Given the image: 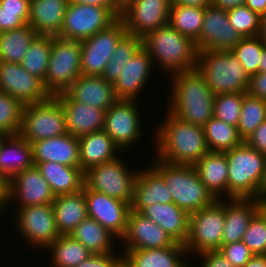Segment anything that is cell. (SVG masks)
<instances>
[{"label": "cell", "instance_id": "46", "mask_svg": "<svg viewBox=\"0 0 266 267\" xmlns=\"http://www.w3.org/2000/svg\"><path fill=\"white\" fill-rule=\"evenodd\" d=\"M230 24L245 37L258 36L260 30V16L246 5L238 6L227 11Z\"/></svg>", "mask_w": 266, "mask_h": 267}, {"label": "cell", "instance_id": "35", "mask_svg": "<svg viewBox=\"0 0 266 267\" xmlns=\"http://www.w3.org/2000/svg\"><path fill=\"white\" fill-rule=\"evenodd\" d=\"M93 254L118 253L115 244L119 239L93 218L82 220L70 233Z\"/></svg>", "mask_w": 266, "mask_h": 267}, {"label": "cell", "instance_id": "29", "mask_svg": "<svg viewBox=\"0 0 266 267\" xmlns=\"http://www.w3.org/2000/svg\"><path fill=\"white\" fill-rule=\"evenodd\" d=\"M79 139L80 168L88 169L117 159L122 151L104 130L81 136Z\"/></svg>", "mask_w": 266, "mask_h": 267}, {"label": "cell", "instance_id": "12", "mask_svg": "<svg viewBox=\"0 0 266 267\" xmlns=\"http://www.w3.org/2000/svg\"><path fill=\"white\" fill-rule=\"evenodd\" d=\"M139 106L136 100H117L106 110L103 130L120 148L121 154L127 153L130 148L133 150L136 142L143 139L141 128L145 127Z\"/></svg>", "mask_w": 266, "mask_h": 267}, {"label": "cell", "instance_id": "1", "mask_svg": "<svg viewBox=\"0 0 266 267\" xmlns=\"http://www.w3.org/2000/svg\"><path fill=\"white\" fill-rule=\"evenodd\" d=\"M166 112V114H165ZM151 136L155 158L174 165L194 166L210 150L203 127L184 121L165 109ZM164 117V118H163Z\"/></svg>", "mask_w": 266, "mask_h": 267}, {"label": "cell", "instance_id": "56", "mask_svg": "<svg viewBox=\"0 0 266 267\" xmlns=\"http://www.w3.org/2000/svg\"><path fill=\"white\" fill-rule=\"evenodd\" d=\"M7 201H8V181L0 175V219L4 217V213L6 212L7 208ZM4 216H3V215Z\"/></svg>", "mask_w": 266, "mask_h": 267}, {"label": "cell", "instance_id": "17", "mask_svg": "<svg viewBox=\"0 0 266 267\" xmlns=\"http://www.w3.org/2000/svg\"><path fill=\"white\" fill-rule=\"evenodd\" d=\"M242 36L230 24L227 11L212 3L204 7L203 24L198 39L194 42L197 52L203 50L231 51Z\"/></svg>", "mask_w": 266, "mask_h": 267}, {"label": "cell", "instance_id": "26", "mask_svg": "<svg viewBox=\"0 0 266 267\" xmlns=\"http://www.w3.org/2000/svg\"><path fill=\"white\" fill-rule=\"evenodd\" d=\"M140 214L159 225L176 243H184L189 232L190 214L175 203H155Z\"/></svg>", "mask_w": 266, "mask_h": 267}, {"label": "cell", "instance_id": "10", "mask_svg": "<svg viewBox=\"0 0 266 267\" xmlns=\"http://www.w3.org/2000/svg\"><path fill=\"white\" fill-rule=\"evenodd\" d=\"M81 42L52 36L47 73L43 81L51 96L65 92L80 76Z\"/></svg>", "mask_w": 266, "mask_h": 267}, {"label": "cell", "instance_id": "64", "mask_svg": "<svg viewBox=\"0 0 266 267\" xmlns=\"http://www.w3.org/2000/svg\"><path fill=\"white\" fill-rule=\"evenodd\" d=\"M259 203V210L266 217V197L257 198Z\"/></svg>", "mask_w": 266, "mask_h": 267}, {"label": "cell", "instance_id": "41", "mask_svg": "<svg viewBox=\"0 0 266 267\" xmlns=\"http://www.w3.org/2000/svg\"><path fill=\"white\" fill-rule=\"evenodd\" d=\"M142 47V38L126 34L116 45L115 51L107 63L102 77L112 84L119 78L126 63Z\"/></svg>", "mask_w": 266, "mask_h": 267}, {"label": "cell", "instance_id": "51", "mask_svg": "<svg viewBox=\"0 0 266 267\" xmlns=\"http://www.w3.org/2000/svg\"><path fill=\"white\" fill-rule=\"evenodd\" d=\"M193 259H197L198 262L200 259L198 265L201 266L198 267H234L220 251H207L199 254Z\"/></svg>", "mask_w": 266, "mask_h": 267}, {"label": "cell", "instance_id": "27", "mask_svg": "<svg viewBox=\"0 0 266 267\" xmlns=\"http://www.w3.org/2000/svg\"><path fill=\"white\" fill-rule=\"evenodd\" d=\"M131 267H181L190 261L183 244L154 249H120Z\"/></svg>", "mask_w": 266, "mask_h": 267}, {"label": "cell", "instance_id": "34", "mask_svg": "<svg viewBox=\"0 0 266 267\" xmlns=\"http://www.w3.org/2000/svg\"><path fill=\"white\" fill-rule=\"evenodd\" d=\"M52 206L60 235H70L74 228L88 217L83 189L76 193L55 196Z\"/></svg>", "mask_w": 266, "mask_h": 267}, {"label": "cell", "instance_id": "28", "mask_svg": "<svg viewBox=\"0 0 266 267\" xmlns=\"http://www.w3.org/2000/svg\"><path fill=\"white\" fill-rule=\"evenodd\" d=\"M68 0H30V16L28 24L37 35H60Z\"/></svg>", "mask_w": 266, "mask_h": 267}, {"label": "cell", "instance_id": "66", "mask_svg": "<svg viewBox=\"0 0 266 267\" xmlns=\"http://www.w3.org/2000/svg\"><path fill=\"white\" fill-rule=\"evenodd\" d=\"M115 267H131L130 264L122 257L117 264L115 265Z\"/></svg>", "mask_w": 266, "mask_h": 267}, {"label": "cell", "instance_id": "67", "mask_svg": "<svg viewBox=\"0 0 266 267\" xmlns=\"http://www.w3.org/2000/svg\"><path fill=\"white\" fill-rule=\"evenodd\" d=\"M193 265H191V261L190 262H185L181 267H198V265L196 264L194 266V263L192 262Z\"/></svg>", "mask_w": 266, "mask_h": 267}, {"label": "cell", "instance_id": "11", "mask_svg": "<svg viewBox=\"0 0 266 267\" xmlns=\"http://www.w3.org/2000/svg\"><path fill=\"white\" fill-rule=\"evenodd\" d=\"M66 133V116L61 102L55 96L40 103L24 105L19 134L28 142H37Z\"/></svg>", "mask_w": 266, "mask_h": 267}, {"label": "cell", "instance_id": "63", "mask_svg": "<svg viewBox=\"0 0 266 267\" xmlns=\"http://www.w3.org/2000/svg\"><path fill=\"white\" fill-rule=\"evenodd\" d=\"M259 72L266 73V46L263 48L259 62Z\"/></svg>", "mask_w": 266, "mask_h": 267}, {"label": "cell", "instance_id": "36", "mask_svg": "<svg viewBox=\"0 0 266 267\" xmlns=\"http://www.w3.org/2000/svg\"><path fill=\"white\" fill-rule=\"evenodd\" d=\"M44 252L51 254L50 267H76L93 254L70 235H60Z\"/></svg>", "mask_w": 266, "mask_h": 267}, {"label": "cell", "instance_id": "45", "mask_svg": "<svg viewBox=\"0 0 266 267\" xmlns=\"http://www.w3.org/2000/svg\"><path fill=\"white\" fill-rule=\"evenodd\" d=\"M24 105L8 94L0 92V131L19 134Z\"/></svg>", "mask_w": 266, "mask_h": 267}, {"label": "cell", "instance_id": "2", "mask_svg": "<svg viewBox=\"0 0 266 267\" xmlns=\"http://www.w3.org/2000/svg\"><path fill=\"white\" fill-rule=\"evenodd\" d=\"M166 109L184 121L203 127L212 117L215 96L195 68L171 75Z\"/></svg>", "mask_w": 266, "mask_h": 267}, {"label": "cell", "instance_id": "61", "mask_svg": "<svg viewBox=\"0 0 266 267\" xmlns=\"http://www.w3.org/2000/svg\"><path fill=\"white\" fill-rule=\"evenodd\" d=\"M258 37L266 45V14L260 16V30H259Z\"/></svg>", "mask_w": 266, "mask_h": 267}, {"label": "cell", "instance_id": "4", "mask_svg": "<svg viewBox=\"0 0 266 267\" xmlns=\"http://www.w3.org/2000/svg\"><path fill=\"white\" fill-rule=\"evenodd\" d=\"M149 158L152 159L149 164L162 176L174 203L189 214L217 200L199 179L194 166L174 165L154 156Z\"/></svg>", "mask_w": 266, "mask_h": 267}, {"label": "cell", "instance_id": "19", "mask_svg": "<svg viewBox=\"0 0 266 267\" xmlns=\"http://www.w3.org/2000/svg\"><path fill=\"white\" fill-rule=\"evenodd\" d=\"M83 191L85 192L88 217L96 220L120 241L127 230L131 205L106 194L90 190L85 185Z\"/></svg>", "mask_w": 266, "mask_h": 267}, {"label": "cell", "instance_id": "13", "mask_svg": "<svg viewBox=\"0 0 266 267\" xmlns=\"http://www.w3.org/2000/svg\"><path fill=\"white\" fill-rule=\"evenodd\" d=\"M117 19L108 8L69 3L58 37L81 42L108 28Z\"/></svg>", "mask_w": 266, "mask_h": 267}, {"label": "cell", "instance_id": "54", "mask_svg": "<svg viewBox=\"0 0 266 267\" xmlns=\"http://www.w3.org/2000/svg\"><path fill=\"white\" fill-rule=\"evenodd\" d=\"M69 3L90 4L108 8L117 18L121 17L122 11L117 0H68Z\"/></svg>", "mask_w": 266, "mask_h": 267}, {"label": "cell", "instance_id": "24", "mask_svg": "<svg viewBox=\"0 0 266 267\" xmlns=\"http://www.w3.org/2000/svg\"><path fill=\"white\" fill-rule=\"evenodd\" d=\"M141 168L135 181L131 210L140 213L145 207L155 203H174L162 176L150 164Z\"/></svg>", "mask_w": 266, "mask_h": 267}, {"label": "cell", "instance_id": "43", "mask_svg": "<svg viewBox=\"0 0 266 267\" xmlns=\"http://www.w3.org/2000/svg\"><path fill=\"white\" fill-rule=\"evenodd\" d=\"M266 45L258 37H245L231 50L250 76L259 72L261 53Z\"/></svg>", "mask_w": 266, "mask_h": 267}, {"label": "cell", "instance_id": "40", "mask_svg": "<svg viewBox=\"0 0 266 267\" xmlns=\"http://www.w3.org/2000/svg\"><path fill=\"white\" fill-rule=\"evenodd\" d=\"M52 48V36L37 35L29 45L21 66L44 81Z\"/></svg>", "mask_w": 266, "mask_h": 267}, {"label": "cell", "instance_id": "31", "mask_svg": "<svg viewBox=\"0 0 266 267\" xmlns=\"http://www.w3.org/2000/svg\"><path fill=\"white\" fill-rule=\"evenodd\" d=\"M194 168L199 179L217 200L228 199V161L225 152L209 151Z\"/></svg>", "mask_w": 266, "mask_h": 267}, {"label": "cell", "instance_id": "5", "mask_svg": "<svg viewBox=\"0 0 266 267\" xmlns=\"http://www.w3.org/2000/svg\"><path fill=\"white\" fill-rule=\"evenodd\" d=\"M196 69L205 77L206 84L214 95L248 91L251 76L231 51L197 52Z\"/></svg>", "mask_w": 266, "mask_h": 267}, {"label": "cell", "instance_id": "65", "mask_svg": "<svg viewBox=\"0 0 266 267\" xmlns=\"http://www.w3.org/2000/svg\"><path fill=\"white\" fill-rule=\"evenodd\" d=\"M118 1V6L121 11H123L127 6L135 2L136 0H117Z\"/></svg>", "mask_w": 266, "mask_h": 267}, {"label": "cell", "instance_id": "30", "mask_svg": "<svg viewBox=\"0 0 266 267\" xmlns=\"http://www.w3.org/2000/svg\"><path fill=\"white\" fill-rule=\"evenodd\" d=\"M258 210L257 199H225V223L221 246L242 241L249 221Z\"/></svg>", "mask_w": 266, "mask_h": 267}, {"label": "cell", "instance_id": "32", "mask_svg": "<svg viewBox=\"0 0 266 267\" xmlns=\"http://www.w3.org/2000/svg\"><path fill=\"white\" fill-rule=\"evenodd\" d=\"M33 166L31 143L20 134L7 135L0 145V175L9 181Z\"/></svg>", "mask_w": 266, "mask_h": 267}, {"label": "cell", "instance_id": "38", "mask_svg": "<svg viewBox=\"0 0 266 267\" xmlns=\"http://www.w3.org/2000/svg\"><path fill=\"white\" fill-rule=\"evenodd\" d=\"M203 17L204 7L171 3L168 23L175 30L195 42L201 33Z\"/></svg>", "mask_w": 266, "mask_h": 267}, {"label": "cell", "instance_id": "68", "mask_svg": "<svg viewBox=\"0 0 266 267\" xmlns=\"http://www.w3.org/2000/svg\"><path fill=\"white\" fill-rule=\"evenodd\" d=\"M6 136H7L6 133L0 131V145L2 144V142H3V140H4V138H5Z\"/></svg>", "mask_w": 266, "mask_h": 267}, {"label": "cell", "instance_id": "3", "mask_svg": "<svg viewBox=\"0 0 266 267\" xmlns=\"http://www.w3.org/2000/svg\"><path fill=\"white\" fill-rule=\"evenodd\" d=\"M142 47L149 53L154 68L171 76L197 66L195 43L175 30L169 23L142 37Z\"/></svg>", "mask_w": 266, "mask_h": 267}, {"label": "cell", "instance_id": "33", "mask_svg": "<svg viewBox=\"0 0 266 267\" xmlns=\"http://www.w3.org/2000/svg\"><path fill=\"white\" fill-rule=\"evenodd\" d=\"M49 183L55 196L79 192L84 187L85 172L80 167H70L56 162H34Z\"/></svg>", "mask_w": 266, "mask_h": 267}, {"label": "cell", "instance_id": "52", "mask_svg": "<svg viewBox=\"0 0 266 267\" xmlns=\"http://www.w3.org/2000/svg\"><path fill=\"white\" fill-rule=\"evenodd\" d=\"M247 93L266 101V73L258 72L251 76Z\"/></svg>", "mask_w": 266, "mask_h": 267}, {"label": "cell", "instance_id": "55", "mask_svg": "<svg viewBox=\"0 0 266 267\" xmlns=\"http://www.w3.org/2000/svg\"><path fill=\"white\" fill-rule=\"evenodd\" d=\"M0 11L30 12V0H0Z\"/></svg>", "mask_w": 266, "mask_h": 267}, {"label": "cell", "instance_id": "59", "mask_svg": "<svg viewBox=\"0 0 266 267\" xmlns=\"http://www.w3.org/2000/svg\"><path fill=\"white\" fill-rule=\"evenodd\" d=\"M172 3L184 5V6H195L205 7L211 4L210 0H172Z\"/></svg>", "mask_w": 266, "mask_h": 267}, {"label": "cell", "instance_id": "48", "mask_svg": "<svg viewBox=\"0 0 266 267\" xmlns=\"http://www.w3.org/2000/svg\"><path fill=\"white\" fill-rule=\"evenodd\" d=\"M219 251L234 267H243L253 256L243 241L222 245Z\"/></svg>", "mask_w": 266, "mask_h": 267}, {"label": "cell", "instance_id": "20", "mask_svg": "<svg viewBox=\"0 0 266 267\" xmlns=\"http://www.w3.org/2000/svg\"><path fill=\"white\" fill-rule=\"evenodd\" d=\"M154 66L149 53L141 47L137 53L126 63L117 81L113 84L118 100H136L143 95L153 77ZM152 74V75H151ZM149 79L151 81H149Z\"/></svg>", "mask_w": 266, "mask_h": 267}, {"label": "cell", "instance_id": "50", "mask_svg": "<svg viewBox=\"0 0 266 267\" xmlns=\"http://www.w3.org/2000/svg\"><path fill=\"white\" fill-rule=\"evenodd\" d=\"M92 254L76 267H115L122 258V253Z\"/></svg>", "mask_w": 266, "mask_h": 267}, {"label": "cell", "instance_id": "8", "mask_svg": "<svg viewBox=\"0 0 266 267\" xmlns=\"http://www.w3.org/2000/svg\"><path fill=\"white\" fill-rule=\"evenodd\" d=\"M117 159L94 166L85 172L84 185L90 189L122 200L130 205L133 202L135 181L139 169L128 166L127 161Z\"/></svg>", "mask_w": 266, "mask_h": 267}, {"label": "cell", "instance_id": "37", "mask_svg": "<svg viewBox=\"0 0 266 267\" xmlns=\"http://www.w3.org/2000/svg\"><path fill=\"white\" fill-rule=\"evenodd\" d=\"M36 36L37 33L29 24L0 32V62L20 64Z\"/></svg>", "mask_w": 266, "mask_h": 267}, {"label": "cell", "instance_id": "53", "mask_svg": "<svg viewBox=\"0 0 266 267\" xmlns=\"http://www.w3.org/2000/svg\"><path fill=\"white\" fill-rule=\"evenodd\" d=\"M245 142L256 151L266 155V120L258 126Z\"/></svg>", "mask_w": 266, "mask_h": 267}, {"label": "cell", "instance_id": "60", "mask_svg": "<svg viewBox=\"0 0 266 267\" xmlns=\"http://www.w3.org/2000/svg\"><path fill=\"white\" fill-rule=\"evenodd\" d=\"M243 267H266V255H253Z\"/></svg>", "mask_w": 266, "mask_h": 267}, {"label": "cell", "instance_id": "23", "mask_svg": "<svg viewBox=\"0 0 266 267\" xmlns=\"http://www.w3.org/2000/svg\"><path fill=\"white\" fill-rule=\"evenodd\" d=\"M34 162H56L70 167H80L79 139L66 133L32 142Z\"/></svg>", "mask_w": 266, "mask_h": 267}, {"label": "cell", "instance_id": "39", "mask_svg": "<svg viewBox=\"0 0 266 267\" xmlns=\"http://www.w3.org/2000/svg\"><path fill=\"white\" fill-rule=\"evenodd\" d=\"M203 130L207 146L212 152H226L243 142L238 134L237 127L215 117H212L203 126Z\"/></svg>", "mask_w": 266, "mask_h": 267}, {"label": "cell", "instance_id": "14", "mask_svg": "<svg viewBox=\"0 0 266 267\" xmlns=\"http://www.w3.org/2000/svg\"><path fill=\"white\" fill-rule=\"evenodd\" d=\"M127 34L123 21L118 18L108 28L81 41L82 75L102 76L116 45Z\"/></svg>", "mask_w": 266, "mask_h": 267}, {"label": "cell", "instance_id": "47", "mask_svg": "<svg viewBox=\"0 0 266 267\" xmlns=\"http://www.w3.org/2000/svg\"><path fill=\"white\" fill-rule=\"evenodd\" d=\"M242 241L253 255H266V217L260 210L249 221Z\"/></svg>", "mask_w": 266, "mask_h": 267}, {"label": "cell", "instance_id": "58", "mask_svg": "<svg viewBox=\"0 0 266 267\" xmlns=\"http://www.w3.org/2000/svg\"><path fill=\"white\" fill-rule=\"evenodd\" d=\"M245 5L259 16L266 14V0H246Z\"/></svg>", "mask_w": 266, "mask_h": 267}, {"label": "cell", "instance_id": "18", "mask_svg": "<svg viewBox=\"0 0 266 267\" xmlns=\"http://www.w3.org/2000/svg\"><path fill=\"white\" fill-rule=\"evenodd\" d=\"M172 0H136L121 14L127 34L144 37L168 24Z\"/></svg>", "mask_w": 266, "mask_h": 267}, {"label": "cell", "instance_id": "44", "mask_svg": "<svg viewBox=\"0 0 266 267\" xmlns=\"http://www.w3.org/2000/svg\"><path fill=\"white\" fill-rule=\"evenodd\" d=\"M246 94L247 93L217 94L214 99L213 117L237 127L243 99Z\"/></svg>", "mask_w": 266, "mask_h": 267}, {"label": "cell", "instance_id": "49", "mask_svg": "<svg viewBox=\"0 0 266 267\" xmlns=\"http://www.w3.org/2000/svg\"><path fill=\"white\" fill-rule=\"evenodd\" d=\"M30 12L0 11V32L13 30L28 24Z\"/></svg>", "mask_w": 266, "mask_h": 267}, {"label": "cell", "instance_id": "9", "mask_svg": "<svg viewBox=\"0 0 266 267\" xmlns=\"http://www.w3.org/2000/svg\"><path fill=\"white\" fill-rule=\"evenodd\" d=\"M13 210L15 213L12 215V222H15V232L17 231V235L30 250L36 249L37 253L45 251L60 236L52 204L19 207Z\"/></svg>", "mask_w": 266, "mask_h": 267}, {"label": "cell", "instance_id": "42", "mask_svg": "<svg viewBox=\"0 0 266 267\" xmlns=\"http://www.w3.org/2000/svg\"><path fill=\"white\" fill-rule=\"evenodd\" d=\"M266 120V101L252 97L248 93L244 96L240 118L237 126L240 138L245 141Z\"/></svg>", "mask_w": 266, "mask_h": 267}, {"label": "cell", "instance_id": "15", "mask_svg": "<svg viewBox=\"0 0 266 267\" xmlns=\"http://www.w3.org/2000/svg\"><path fill=\"white\" fill-rule=\"evenodd\" d=\"M54 199L55 195L52 193L49 183L34 165L17 173L8 181V208L6 211L9 212L8 209L11 206L19 208L52 204Z\"/></svg>", "mask_w": 266, "mask_h": 267}, {"label": "cell", "instance_id": "7", "mask_svg": "<svg viewBox=\"0 0 266 267\" xmlns=\"http://www.w3.org/2000/svg\"><path fill=\"white\" fill-rule=\"evenodd\" d=\"M225 223V199L190 214L184 247L190 260L207 251H219Z\"/></svg>", "mask_w": 266, "mask_h": 267}, {"label": "cell", "instance_id": "25", "mask_svg": "<svg viewBox=\"0 0 266 267\" xmlns=\"http://www.w3.org/2000/svg\"><path fill=\"white\" fill-rule=\"evenodd\" d=\"M65 92L74 101L105 111L118 100L113 84L102 76L80 75Z\"/></svg>", "mask_w": 266, "mask_h": 267}, {"label": "cell", "instance_id": "62", "mask_svg": "<svg viewBox=\"0 0 266 267\" xmlns=\"http://www.w3.org/2000/svg\"><path fill=\"white\" fill-rule=\"evenodd\" d=\"M263 197H266V163H265L263 179L258 191V198H263Z\"/></svg>", "mask_w": 266, "mask_h": 267}, {"label": "cell", "instance_id": "16", "mask_svg": "<svg viewBox=\"0 0 266 267\" xmlns=\"http://www.w3.org/2000/svg\"><path fill=\"white\" fill-rule=\"evenodd\" d=\"M0 92L23 105L40 103L51 97L40 78L30 74L21 64L11 62H0Z\"/></svg>", "mask_w": 266, "mask_h": 267}, {"label": "cell", "instance_id": "6", "mask_svg": "<svg viewBox=\"0 0 266 267\" xmlns=\"http://www.w3.org/2000/svg\"><path fill=\"white\" fill-rule=\"evenodd\" d=\"M225 153L228 161V199H257L266 155L245 141Z\"/></svg>", "mask_w": 266, "mask_h": 267}, {"label": "cell", "instance_id": "21", "mask_svg": "<svg viewBox=\"0 0 266 267\" xmlns=\"http://www.w3.org/2000/svg\"><path fill=\"white\" fill-rule=\"evenodd\" d=\"M120 243H123L120 249H154L171 247L176 242L155 222L130 210L127 230Z\"/></svg>", "mask_w": 266, "mask_h": 267}, {"label": "cell", "instance_id": "57", "mask_svg": "<svg viewBox=\"0 0 266 267\" xmlns=\"http://www.w3.org/2000/svg\"><path fill=\"white\" fill-rule=\"evenodd\" d=\"M211 3L217 8L229 11L238 6L245 5L246 0H213Z\"/></svg>", "mask_w": 266, "mask_h": 267}, {"label": "cell", "instance_id": "22", "mask_svg": "<svg viewBox=\"0 0 266 267\" xmlns=\"http://www.w3.org/2000/svg\"><path fill=\"white\" fill-rule=\"evenodd\" d=\"M55 97L61 102L69 134L80 138L103 130L105 110L74 101L66 92L59 93Z\"/></svg>", "mask_w": 266, "mask_h": 267}]
</instances>
